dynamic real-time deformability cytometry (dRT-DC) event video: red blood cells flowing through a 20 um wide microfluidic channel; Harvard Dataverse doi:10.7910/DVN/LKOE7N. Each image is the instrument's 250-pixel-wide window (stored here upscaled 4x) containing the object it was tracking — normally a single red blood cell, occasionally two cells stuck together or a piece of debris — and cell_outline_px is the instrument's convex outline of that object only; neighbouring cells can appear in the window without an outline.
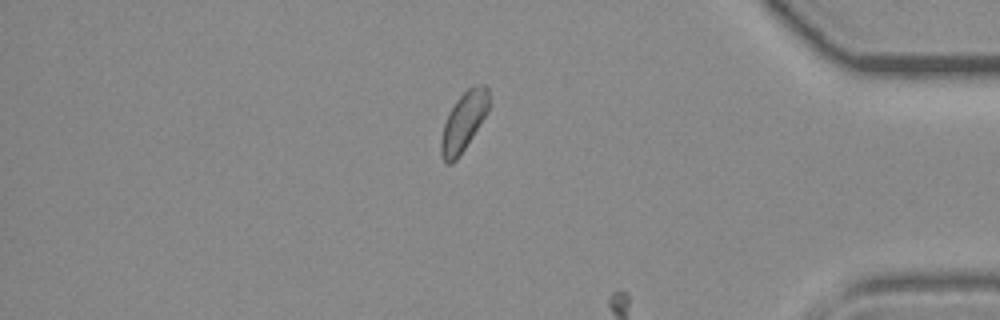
{"species": "common noctule bat (a hibernating species)", "species_latin": "Nyctalus noctula", "temperature_condition": "room temperature", "stored_images_in_passage": 28, "camera_frame_rate_fps": 3000, "um_per_image_px": 0.085, "animal": {"sex": "female", "body_mass_g": 19.3, "forearm_length_mm": 54.1}, "frame": {"image": 1, "passage_image": 26, "time_ms": 8.333, "image_size_px": [1000, 320], "cell_outline_px": [[492, 104], [488, 112], [456, 160], [452, 164], [444, 164], [440, 156], [440, 140], [444, 124], [456, 100], [472, 84], [484, 84], [488, 88]], "centroid_in_image_um": [39.43, 10.32], "position_along_channel_um": 395.8, "area_um2": 16.65}}